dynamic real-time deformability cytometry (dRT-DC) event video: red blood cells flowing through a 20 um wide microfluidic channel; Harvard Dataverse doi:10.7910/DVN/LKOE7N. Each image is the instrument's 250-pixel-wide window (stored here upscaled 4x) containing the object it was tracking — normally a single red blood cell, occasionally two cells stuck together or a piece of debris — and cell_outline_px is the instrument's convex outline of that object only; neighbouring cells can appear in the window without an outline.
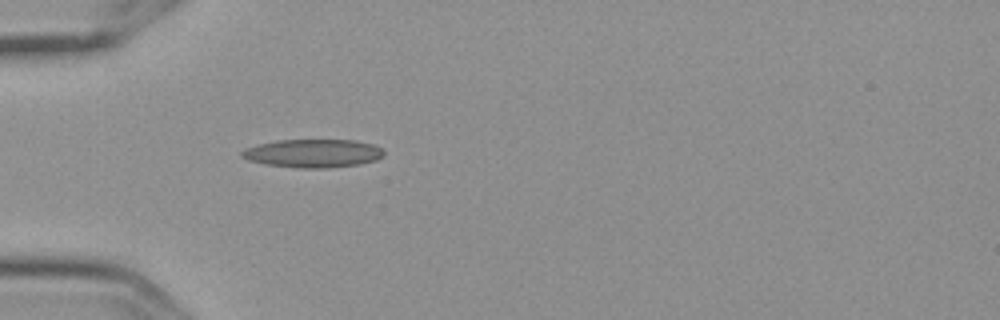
{"species": "Egyptian fruit bat (a non-hibernating species)", "species_latin": "Rousettus aegyptiacus", "temperature_condition": "cold", "stored_images_in_passage": 2, "camera_frame_rate_fps": 3000, "um_per_image_px": 0.085, "frame": {"image": 1, "passage_image": 2, "time_ms": 0.333, "image_size_px": [1000, 320], "cell_outline_px": [[384, 156], [376, 160], [360, 164], [328, 168], [300, 168], [264, 164], [248, 160], [240, 156], [240, 152], [248, 148], [260, 144], [276, 140], [352, 140], [372, 144], [380, 148], [384, 152]], "centroid_in_image_um": [26.61, 13.04], "position_along_channel_um": 58.4, "area_um2": 23.35}}